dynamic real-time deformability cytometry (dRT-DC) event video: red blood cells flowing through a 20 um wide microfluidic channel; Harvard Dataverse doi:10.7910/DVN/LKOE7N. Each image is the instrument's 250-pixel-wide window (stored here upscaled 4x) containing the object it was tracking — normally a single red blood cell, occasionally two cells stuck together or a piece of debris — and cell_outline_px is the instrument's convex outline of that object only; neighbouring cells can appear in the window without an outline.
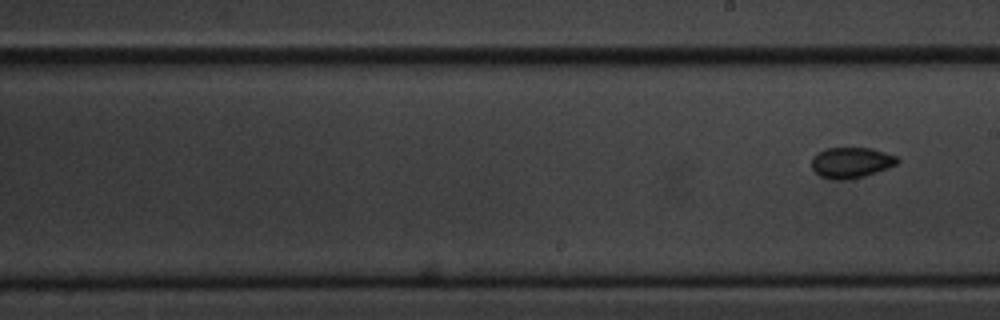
{"species": "common noctule bat (a hibernating species)", "species_latin": "Nyctalus noctula", "temperature_condition": "cold", "stored_images_in_passage": 7, "segment_of_instrument_passage": [2, 2], "camera_frame_rate_fps": 3000, "um_per_image_px": 0.085, "animal": {"sex": "male", "body_mass_g": 20.1, "forearm_length_mm": 53.5}, "frame": {"image": 1, "passage_image": 7, "time_ms": 8.0, "image_size_px": [1000, 320], "cell_outline_px": [[900, 160], [896, 164], [888, 168], [864, 176], [844, 180], [832, 180], [820, 176], [812, 168], [812, 156], [816, 152], [824, 148], [872, 148], [896, 156]], "centroid_in_image_um": [72.32, 13.81], "position_along_channel_um": 216.7, "area_um2": 15.43}}